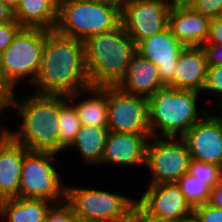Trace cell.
<instances>
[{
	"label": "cell",
	"instance_id": "f6af8a7d",
	"mask_svg": "<svg viewBox=\"0 0 222 222\" xmlns=\"http://www.w3.org/2000/svg\"><path fill=\"white\" fill-rule=\"evenodd\" d=\"M1 201H2V200L0 199V214H1ZM0 222H2V220H1Z\"/></svg>",
	"mask_w": 222,
	"mask_h": 222
},
{
	"label": "cell",
	"instance_id": "7c38bea8",
	"mask_svg": "<svg viewBox=\"0 0 222 222\" xmlns=\"http://www.w3.org/2000/svg\"><path fill=\"white\" fill-rule=\"evenodd\" d=\"M137 209L157 222H182L194 211L176 183L148 185L137 200Z\"/></svg>",
	"mask_w": 222,
	"mask_h": 222
},
{
	"label": "cell",
	"instance_id": "d6986e66",
	"mask_svg": "<svg viewBox=\"0 0 222 222\" xmlns=\"http://www.w3.org/2000/svg\"><path fill=\"white\" fill-rule=\"evenodd\" d=\"M29 152L11 138L0 149V199L19 197L20 177L24 156Z\"/></svg>",
	"mask_w": 222,
	"mask_h": 222
},
{
	"label": "cell",
	"instance_id": "836d02e7",
	"mask_svg": "<svg viewBox=\"0 0 222 222\" xmlns=\"http://www.w3.org/2000/svg\"><path fill=\"white\" fill-rule=\"evenodd\" d=\"M14 20V11L3 0H0V23H10Z\"/></svg>",
	"mask_w": 222,
	"mask_h": 222
},
{
	"label": "cell",
	"instance_id": "b9f144b4",
	"mask_svg": "<svg viewBox=\"0 0 222 222\" xmlns=\"http://www.w3.org/2000/svg\"><path fill=\"white\" fill-rule=\"evenodd\" d=\"M108 1L117 2V3H122L123 2V0H108Z\"/></svg>",
	"mask_w": 222,
	"mask_h": 222
},
{
	"label": "cell",
	"instance_id": "e0dca14e",
	"mask_svg": "<svg viewBox=\"0 0 222 222\" xmlns=\"http://www.w3.org/2000/svg\"><path fill=\"white\" fill-rule=\"evenodd\" d=\"M208 64L202 46H185L179 54L173 76V87L203 92L207 82Z\"/></svg>",
	"mask_w": 222,
	"mask_h": 222
},
{
	"label": "cell",
	"instance_id": "5bb4252c",
	"mask_svg": "<svg viewBox=\"0 0 222 222\" xmlns=\"http://www.w3.org/2000/svg\"><path fill=\"white\" fill-rule=\"evenodd\" d=\"M184 47L167 27L141 41L136 46V52L158 66L160 82L163 86L173 87L178 57Z\"/></svg>",
	"mask_w": 222,
	"mask_h": 222
},
{
	"label": "cell",
	"instance_id": "74e56055",
	"mask_svg": "<svg viewBox=\"0 0 222 222\" xmlns=\"http://www.w3.org/2000/svg\"><path fill=\"white\" fill-rule=\"evenodd\" d=\"M11 9H15L18 4H19V1L20 0H3Z\"/></svg>",
	"mask_w": 222,
	"mask_h": 222
},
{
	"label": "cell",
	"instance_id": "8fae6325",
	"mask_svg": "<svg viewBox=\"0 0 222 222\" xmlns=\"http://www.w3.org/2000/svg\"><path fill=\"white\" fill-rule=\"evenodd\" d=\"M108 130L151 134L148 98L129 94L116 85L107 86Z\"/></svg>",
	"mask_w": 222,
	"mask_h": 222
},
{
	"label": "cell",
	"instance_id": "ac0fdd59",
	"mask_svg": "<svg viewBox=\"0 0 222 222\" xmlns=\"http://www.w3.org/2000/svg\"><path fill=\"white\" fill-rule=\"evenodd\" d=\"M116 86L126 93L145 98L151 97L159 88L163 87L158 66L137 52L131 58L125 76Z\"/></svg>",
	"mask_w": 222,
	"mask_h": 222
},
{
	"label": "cell",
	"instance_id": "d4e9b609",
	"mask_svg": "<svg viewBox=\"0 0 222 222\" xmlns=\"http://www.w3.org/2000/svg\"><path fill=\"white\" fill-rule=\"evenodd\" d=\"M176 184L180 187L186 201L193 209L211 200L212 190L205 184V181L197 179L188 172Z\"/></svg>",
	"mask_w": 222,
	"mask_h": 222
},
{
	"label": "cell",
	"instance_id": "f35d334b",
	"mask_svg": "<svg viewBox=\"0 0 222 222\" xmlns=\"http://www.w3.org/2000/svg\"><path fill=\"white\" fill-rule=\"evenodd\" d=\"M171 5H187L191 0H168Z\"/></svg>",
	"mask_w": 222,
	"mask_h": 222
},
{
	"label": "cell",
	"instance_id": "9c48e42d",
	"mask_svg": "<svg viewBox=\"0 0 222 222\" xmlns=\"http://www.w3.org/2000/svg\"><path fill=\"white\" fill-rule=\"evenodd\" d=\"M191 157L182 137L151 136L146 150L145 167L152 174L149 185L176 183L188 172Z\"/></svg>",
	"mask_w": 222,
	"mask_h": 222
},
{
	"label": "cell",
	"instance_id": "7402d4cb",
	"mask_svg": "<svg viewBox=\"0 0 222 222\" xmlns=\"http://www.w3.org/2000/svg\"><path fill=\"white\" fill-rule=\"evenodd\" d=\"M53 204L47 199L7 198L1 201L0 216L7 222H44Z\"/></svg>",
	"mask_w": 222,
	"mask_h": 222
},
{
	"label": "cell",
	"instance_id": "4fadbf2b",
	"mask_svg": "<svg viewBox=\"0 0 222 222\" xmlns=\"http://www.w3.org/2000/svg\"><path fill=\"white\" fill-rule=\"evenodd\" d=\"M207 112L182 138L186 142L191 159L212 163L222 168V121Z\"/></svg>",
	"mask_w": 222,
	"mask_h": 222
},
{
	"label": "cell",
	"instance_id": "603a6c76",
	"mask_svg": "<svg viewBox=\"0 0 222 222\" xmlns=\"http://www.w3.org/2000/svg\"><path fill=\"white\" fill-rule=\"evenodd\" d=\"M108 128L81 125L72 147H76L87 164H101Z\"/></svg>",
	"mask_w": 222,
	"mask_h": 222
},
{
	"label": "cell",
	"instance_id": "1f68e13d",
	"mask_svg": "<svg viewBox=\"0 0 222 222\" xmlns=\"http://www.w3.org/2000/svg\"><path fill=\"white\" fill-rule=\"evenodd\" d=\"M202 47L206 53L208 66L222 65V44L205 43Z\"/></svg>",
	"mask_w": 222,
	"mask_h": 222
},
{
	"label": "cell",
	"instance_id": "52a82bcc",
	"mask_svg": "<svg viewBox=\"0 0 222 222\" xmlns=\"http://www.w3.org/2000/svg\"><path fill=\"white\" fill-rule=\"evenodd\" d=\"M74 215L85 222H129L137 200L98 189L66 186V200Z\"/></svg>",
	"mask_w": 222,
	"mask_h": 222
},
{
	"label": "cell",
	"instance_id": "e575fe53",
	"mask_svg": "<svg viewBox=\"0 0 222 222\" xmlns=\"http://www.w3.org/2000/svg\"><path fill=\"white\" fill-rule=\"evenodd\" d=\"M210 203L216 207L222 208V181L212 189Z\"/></svg>",
	"mask_w": 222,
	"mask_h": 222
},
{
	"label": "cell",
	"instance_id": "f546056e",
	"mask_svg": "<svg viewBox=\"0 0 222 222\" xmlns=\"http://www.w3.org/2000/svg\"><path fill=\"white\" fill-rule=\"evenodd\" d=\"M206 90L220 95V102H222V65L208 66L207 82L204 91Z\"/></svg>",
	"mask_w": 222,
	"mask_h": 222
},
{
	"label": "cell",
	"instance_id": "ffe728a7",
	"mask_svg": "<svg viewBox=\"0 0 222 222\" xmlns=\"http://www.w3.org/2000/svg\"><path fill=\"white\" fill-rule=\"evenodd\" d=\"M84 92H89L93 97H86L74 103L73 100H76L80 93L86 94ZM66 97L70 104L75 106L81 125L108 128L107 86H90Z\"/></svg>",
	"mask_w": 222,
	"mask_h": 222
},
{
	"label": "cell",
	"instance_id": "30bf717a",
	"mask_svg": "<svg viewBox=\"0 0 222 222\" xmlns=\"http://www.w3.org/2000/svg\"><path fill=\"white\" fill-rule=\"evenodd\" d=\"M171 6L168 0H123L120 23L137 46L168 27Z\"/></svg>",
	"mask_w": 222,
	"mask_h": 222
},
{
	"label": "cell",
	"instance_id": "8d00e7d4",
	"mask_svg": "<svg viewBox=\"0 0 222 222\" xmlns=\"http://www.w3.org/2000/svg\"><path fill=\"white\" fill-rule=\"evenodd\" d=\"M7 128H3L0 131V149L12 138L11 130Z\"/></svg>",
	"mask_w": 222,
	"mask_h": 222
},
{
	"label": "cell",
	"instance_id": "3957f363",
	"mask_svg": "<svg viewBox=\"0 0 222 222\" xmlns=\"http://www.w3.org/2000/svg\"><path fill=\"white\" fill-rule=\"evenodd\" d=\"M86 71L91 86L117 85L125 76L136 45L121 23L83 41Z\"/></svg>",
	"mask_w": 222,
	"mask_h": 222
},
{
	"label": "cell",
	"instance_id": "8992f818",
	"mask_svg": "<svg viewBox=\"0 0 222 222\" xmlns=\"http://www.w3.org/2000/svg\"><path fill=\"white\" fill-rule=\"evenodd\" d=\"M46 29L22 27L0 54V91L14 93L22 78L34 83L41 66Z\"/></svg>",
	"mask_w": 222,
	"mask_h": 222
},
{
	"label": "cell",
	"instance_id": "cb8c5ba5",
	"mask_svg": "<svg viewBox=\"0 0 222 222\" xmlns=\"http://www.w3.org/2000/svg\"><path fill=\"white\" fill-rule=\"evenodd\" d=\"M69 103L66 96H60L59 152L71 147L81 127L76 108Z\"/></svg>",
	"mask_w": 222,
	"mask_h": 222
},
{
	"label": "cell",
	"instance_id": "277c9868",
	"mask_svg": "<svg viewBox=\"0 0 222 222\" xmlns=\"http://www.w3.org/2000/svg\"><path fill=\"white\" fill-rule=\"evenodd\" d=\"M199 94L170 86L159 88L148 98L151 136L182 137L207 113L197 110Z\"/></svg>",
	"mask_w": 222,
	"mask_h": 222
},
{
	"label": "cell",
	"instance_id": "5b68a950",
	"mask_svg": "<svg viewBox=\"0 0 222 222\" xmlns=\"http://www.w3.org/2000/svg\"><path fill=\"white\" fill-rule=\"evenodd\" d=\"M121 3L108 0H60L55 30L84 41L110 31L121 21Z\"/></svg>",
	"mask_w": 222,
	"mask_h": 222
},
{
	"label": "cell",
	"instance_id": "60d3db41",
	"mask_svg": "<svg viewBox=\"0 0 222 222\" xmlns=\"http://www.w3.org/2000/svg\"><path fill=\"white\" fill-rule=\"evenodd\" d=\"M4 109H5V95L0 91V113L3 112Z\"/></svg>",
	"mask_w": 222,
	"mask_h": 222
},
{
	"label": "cell",
	"instance_id": "7a4b0ae2",
	"mask_svg": "<svg viewBox=\"0 0 222 222\" xmlns=\"http://www.w3.org/2000/svg\"><path fill=\"white\" fill-rule=\"evenodd\" d=\"M14 94L5 96V108L14 105L22 124L11 137L29 151L58 154L60 96L33 94L18 101Z\"/></svg>",
	"mask_w": 222,
	"mask_h": 222
},
{
	"label": "cell",
	"instance_id": "44dd1931",
	"mask_svg": "<svg viewBox=\"0 0 222 222\" xmlns=\"http://www.w3.org/2000/svg\"><path fill=\"white\" fill-rule=\"evenodd\" d=\"M14 19L28 28L54 30L58 19V0H20Z\"/></svg>",
	"mask_w": 222,
	"mask_h": 222
},
{
	"label": "cell",
	"instance_id": "2e32d148",
	"mask_svg": "<svg viewBox=\"0 0 222 222\" xmlns=\"http://www.w3.org/2000/svg\"><path fill=\"white\" fill-rule=\"evenodd\" d=\"M211 19L187 5H172L168 27L184 46H203L209 37Z\"/></svg>",
	"mask_w": 222,
	"mask_h": 222
},
{
	"label": "cell",
	"instance_id": "6da1fadb",
	"mask_svg": "<svg viewBox=\"0 0 222 222\" xmlns=\"http://www.w3.org/2000/svg\"><path fill=\"white\" fill-rule=\"evenodd\" d=\"M35 94L68 96L91 86L86 71L83 41L46 30Z\"/></svg>",
	"mask_w": 222,
	"mask_h": 222
},
{
	"label": "cell",
	"instance_id": "83f0119b",
	"mask_svg": "<svg viewBox=\"0 0 222 222\" xmlns=\"http://www.w3.org/2000/svg\"><path fill=\"white\" fill-rule=\"evenodd\" d=\"M188 5L210 19L222 16V0H191Z\"/></svg>",
	"mask_w": 222,
	"mask_h": 222
},
{
	"label": "cell",
	"instance_id": "ee69618b",
	"mask_svg": "<svg viewBox=\"0 0 222 222\" xmlns=\"http://www.w3.org/2000/svg\"><path fill=\"white\" fill-rule=\"evenodd\" d=\"M221 108H222V102H221ZM222 115V113H221ZM220 118V120L222 121V116H218Z\"/></svg>",
	"mask_w": 222,
	"mask_h": 222
},
{
	"label": "cell",
	"instance_id": "9a60e30c",
	"mask_svg": "<svg viewBox=\"0 0 222 222\" xmlns=\"http://www.w3.org/2000/svg\"><path fill=\"white\" fill-rule=\"evenodd\" d=\"M151 134L109 131L101 163L144 165Z\"/></svg>",
	"mask_w": 222,
	"mask_h": 222
},
{
	"label": "cell",
	"instance_id": "4316f807",
	"mask_svg": "<svg viewBox=\"0 0 222 222\" xmlns=\"http://www.w3.org/2000/svg\"><path fill=\"white\" fill-rule=\"evenodd\" d=\"M76 219L72 207L63 201L50 207L44 222H74Z\"/></svg>",
	"mask_w": 222,
	"mask_h": 222
},
{
	"label": "cell",
	"instance_id": "4dcf8cb0",
	"mask_svg": "<svg viewBox=\"0 0 222 222\" xmlns=\"http://www.w3.org/2000/svg\"><path fill=\"white\" fill-rule=\"evenodd\" d=\"M22 26L14 19L10 23H0V54L11 44Z\"/></svg>",
	"mask_w": 222,
	"mask_h": 222
},
{
	"label": "cell",
	"instance_id": "d590c367",
	"mask_svg": "<svg viewBox=\"0 0 222 222\" xmlns=\"http://www.w3.org/2000/svg\"><path fill=\"white\" fill-rule=\"evenodd\" d=\"M129 222H157V221L148 219L138 209H136L132 214L131 220Z\"/></svg>",
	"mask_w": 222,
	"mask_h": 222
},
{
	"label": "cell",
	"instance_id": "f1b7e54d",
	"mask_svg": "<svg viewBox=\"0 0 222 222\" xmlns=\"http://www.w3.org/2000/svg\"><path fill=\"white\" fill-rule=\"evenodd\" d=\"M193 213L201 222H222V208L216 207L210 202L195 207Z\"/></svg>",
	"mask_w": 222,
	"mask_h": 222
},
{
	"label": "cell",
	"instance_id": "ab89813d",
	"mask_svg": "<svg viewBox=\"0 0 222 222\" xmlns=\"http://www.w3.org/2000/svg\"><path fill=\"white\" fill-rule=\"evenodd\" d=\"M182 222H201L200 219L193 213L184 219Z\"/></svg>",
	"mask_w": 222,
	"mask_h": 222
},
{
	"label": "cell",
	"instance_id": "484cf974",
	"mask_svg": "<svg viewBox=\"0 0 222 222\" xmlns=\"http://www.w3.org/2000/svg\"><path fill=\"white\" fill-rule=\"evenodd\" d=\"M188 173L205 181V184L212 190L222 181V168L212 163L190 160Z\"/></svg>",
	"mask_w": 222,
	"mask_h": 222
},
{
	"label": "cell",
	"instance_id": "d6a6232c",
	"mask_svg": "<svg viewBox=\"0 0 222 222\" xmlns=\"http://www.w3.org/2000/svg\"><path fill=\"white\" fill-rule=\"evenodd\" d=\"M206 43L222 44V16L211 19L209 37Z\"/></svg>",
	"mask_w": 222,
	"mask_h": 222
},
{
	"label": "cell",
	"instance_id": "7bdbcfd3",
	"mask_svg": "<svg viewBox=\"0 0 222 222\" xmlns=\"http://www.w3.org/2000/svg\"><path fill=\"white\" fill-rule=\"evenodd\" d=\"M74 222H85V221L76 219Z\"/></svg>",
	"mask_w": 222,
	"mask_h": 222
},
{
	"label": "cell",
	"instance_id": "ba28073f",
	"mask_svg": "<svg viewBox=\"0 0 222 222\" xmlns=\"http://www.w3.org/2000/svg\"><path fill=\"white\" fill-rule=\"evenodd\" d=\"M57 153L29 151L22 162L19 197L47 199L53 203L66 200V186L52 163Z\"/></svg>",
	"mask_w": 222,
	"mask_h": 222
}]
</instances>
